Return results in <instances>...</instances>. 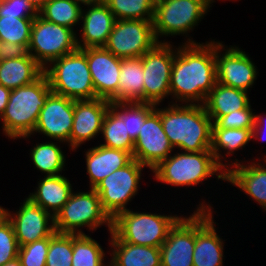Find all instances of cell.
Instances as JSON below:
<instances>
[{
    "label": "cell",
    "mask_w": 266,
    "mask_h": 266,
    "mask_svg": "<svg viewBox=\"0 0 266 266\" xmlns=\"http://www.w3.org/2000/svg\"><path fill=\"white\" fill-rule=\"evenodd\" d=\"M53 93L72 100L98 98L89 70L86 54L77 49L52 61L43 71Z\"/></svg>",
    "instance_id": "cell-7"
},
{
    "label": "cell",
    "mask_w": 266,
    "mask_h": 266,
    "mask_svg": "<svg viewBox=\"0 0 266 266\" xmlns=\"http://www.w3.org/2000/svg\"><path fill=\"white\" fill-rule=\"evenodd\" d=\"M58 144H62V147ZM63 145L66 143L56 140H47L46 142L39 143L29 150L30 160L32 161L34 168L45 176H55L62 174L65 171L66 155L63 152Z\"/></svg>",
    "instance_id": "cell-30"
},
{
    "label": "cell",
    "mask_w": 266,
    "mask_h": 266,
    "mask_svg": "<svg viewBox=\"0 0 266 266\" xmlns=\"http://www.w3.org/2000/svg\"><path fill=\"white\" fill-rule=\"evenodd\" d=\"M266 114L260 113L256 114L255 113V124L254 127L252 128V142H258L260 141H266Z\"/></svg>",
    "instance_id": "cell-43"
},
{
    "label": "cell",
    "mask_w": 266,
    "mask_h": 266,
    "mask_svg": "<svg viewBox=\"0 0 266 266\" xmlns=\"http://www.w3.org/2000/svg\"><path fill=\"white\" fill-rule=\"evenodd\" d=\"M142 57L121 60L118 102H144Z\"/></svg>",
    "instance_id": "cell-29"
},
{
    "label": "cell",
    "mask_w": 266,
    "mask_h": 266,
    "mask_svg": "<svg viewBox=\"0 0 266 266\" xmlns=\"http://www.w3.org/2000/svg\"><path fill=\"white\" fill-rule=\"evenodd\" d=\"M110 108L126 123L127 132L135 142L146 117L155 109L144 102H111Z\"/></svg>",
    "instance_id": "cell-34"
},
{
    "label": "cell",
    "mask_w": 266,
    "mask_h": 266,
    "mask_svg": "<svg viewBox=\"0 0 266 266\" xmlns=\"http://www.w3.org/2000/svg\"><path fill=\"white\" fill-rule=\"evenodd\" d=\"M84 152L90 189H94L105 177L117 169L123 168L133 159L126 151L108 148L100 144L85 149Z\"/></svg>",
    "instance_id": "cell-23"
},
{
    "label": "cell",
    "mask_w": 266,
    "mask_h": 266,
    "mask_svg": "<svg viewBox=\"0 0 266 266\" xmlns=\"http://www.w3.org/2000/svg\"><path fill=\"white\" fill-rule=\"evenodd\" d=\"M37 12H39L42 7L49 1V0H27Z\"/></svg>",
    "instance_id": "cell-45"
},
{
    "label": "cell",
    "mask_w": 266,
    "mask_h": 266,
    "mask_svg": "<svg viewBox=\"0 0 266 266\" xmlns=\"http://www.w3.org/2000/svg\"><path fill=\"white\" fill-rule=\"evenodd\" d=\"M115 20L113 13L104 2L83 6L81 28H79L81 30L76 28V31H80L81 34L77 33L78 48L104 47Z\"/></svg>",
    "instance_id": "cell-22"
},
{
    "label": "cell",
    "mask_w": 266,
    "mask_h": 266,
    "mask_svg": "<svg viewBox=\"0 0 266 266\" xmlns=\"http://www.w3.org/2000/svg\"><path fill=\"white\" fill-rule=\"evenodd\" d=\"M44 69L27 53L25 56L0 61V84L9 89L29 85L37 80Z\"/></svg>",
    "instance_id": "cell-28"
},
{
    "label": "cell",
    "mask_w": 266,
    "mask_h": 266,
    "mask_svg": "<svg viewBox=\"0 0 266 266\" xmlns=\"http://www.w3.org/2000/svg\"><path fill=\"white\" fill-rule=\"evenodd\" d=\"M33 19L0 15V41L17 43L28 49Z\"/></svg>",
    "instance_id": "cell-36"
},
{
    "label": "cell",
    "mask_w": 266,
    "mask_h": 266,
    "mask_svg": "<svg viewBox=\"0 0 266 266\" xmlns=\"http://www.w3.org/2000/svg\"><path fill=\"white\" fill-rule=\"evenodd\" d=\"M160 118L163 130L175 150H211L213 122L204 105L168 104L160 108Z\"/></svg>",
    "instance_id": "cell-2"
},
{
    "label": "cell",
    "mask_w": 266,
    "mask_h": 266,
    "mask_svg": "<svg viewBox=\"0 0 266 266\" xmlns=\"http://www.w3.org/2000/svg\"><path fill=\"white\" fill-rule=\"evenodd\" d=\"M248 95V92L244 90L224 86L217 82L203 105L214 123L220 116L248 108L251 105Z\"/></svg>",
    "instance_id": "cell-27"
},
{
    "label": "cell",
    "mask_w": 266,
    "mask_h": 266,
    "mask_svg": "<svg viewBox=\"0 0 266 266\" xmlns=\"http://www.w3.org/2000/svg\"><path fill=\"white\" fill-rule=\"evenodd\" d=\"M0 15L35 18L38 12L27 0H0Z\"/></svg>",
    "instance_id": "cell-41"
},
{
    "label": "cell",
    "mask_w": 266,
    "mask_h": 266,
    "mask_svg": "<svg viewBox=\"0 0 266 266\" xmlns=\"http://www.w3.org/2000/svg\"><path fill=\"white\" fill-rule=\"evenodd\" d=\"M146 166L132 159L123 168L105 177L94 190L100 196L103 210L113 220L119 213L128 210L127 205L138 195L143 170Z\"/></svg>",
    "instance_id": "cell-10"
},
{
    "label": "cell",
    "mask_w": 266,
    "mask_h": 266,
    "mask_svg": "<svg viewBox=\"0 0 266 266\" xmlns=\"http://www.w3.org/2000/svg\"><path fill=\"white\" fill-rule=\"evenodd\" d=\"M255 110L250 105L248 108L233 111L225 116H220L213 124L212 128H235L252 129L255 124Z\"/></svg>",
    "instance_id": "cell-40"
},
{
    "label": "cell",
    "mask_w": 266,
    "mask_h": 266,
    "mask_svg": "<svg viewBox=\"0 0 266 266\" xmlns=\"http://www.w3.org/2000/svg\"><path fill=\"white\" fill-rule=\"evenodd\" d=\"M224 51V52H223ZM217 82L224 86L250 92L259 71L251 57L237 45H225L215 41Z\"/></svg>",
    "instance_id": "cell-12"
},
{
    "label": "cell",
    "mask_w": 266,
    "mask_h": 266,
    "mask_svg": "<svg viewBox=\"0 0 266 266\" xmlns=\"http://www.w3.org/2000/svg\"><path fill=\"white\" fill-rule=\"evenodd\" d=\"M19 247L13 225L4 214L0 218V266L16 259Z\"/></svg>",
    "instance_id": "cell-38"
},
{
    "label": "cell",
    "mask_w": 266,
    "mask_h": 266,
    "mask_svg": "<svg viewBox=\"0 0 266 266\" xmlns=\"http://www.w3.org/2000/svg\"><path fill=\"white\" fill-rule=\"evenodd\" d=\"M3 266H22V265H21L20 260H19L18 257H17L16 259H14V260H12V261L6 263V264L3 265Z\"/></svg>",
    "instance_id": "cell-47"
},
{
    "label": "cell",
    "mask_w": 266,
    "mask_h": 266,
    "mask_svg": "<svg viewBox=\"0 0 266 266\" xmlns=\"http://www.w3.org/2000/svg\"><path fill=\"white\" fill-rule=\"evenodd\" d=\"M217 83L215 39L177 46L168 104H204Z\"/></svg>",
    "instance_id": "cell-1"
},
{
    "label": "cell",
    "mask_w": 266,
    "mask_h": 266,
    "mask_svg": "<svg viewBox=\"0 0 266 266\" xmlns=\"http://www.w3.org/2000/svg\"><path fill=\"white\" fill-rule=\"evenodd\" d=\"M217 1H220V0H217ZM216 0H210V2L213 4V3H216L217 2ZM222 1V0H221ZM225 0H223V2H224ZM226 1H234V2H236V1H238V0H226Z\"/></svg>",
    "instance_id": "cell-49"
},
{
    "label": "cell",
    "mask_w": 266,
    "mask_h": 266,
    "mask_svg": "<svg viewBox=\"0 0 266 266\" xmlns=\"http://www.w3.org/2000/svg\"><path fill=\"white\" fill-rule=\"evenodd\" d=\"M111 102L103 98L74 100L73 127L70 134V150L77 152L82 144L96 140L102 131L103 119Z\"/></svg>",
    "instance_id": "cell-20"
},
{
    "label": "cell",
    "mask_w": 266,
    "mask_h": 266,
    "mask_svg": "<svg viewBox=\"0 0 266 266\" xmlns=\"http://www.w3.org/2000/svg\"><path fill=\"white\" fill-rule=\"evenodd\" d=\"M49 237L19 247L18 259L22 266H45Z\"/></svg>",
    "instance_id": "cell-39"
},
{
    "label": "cell",
    "mask_w": 266,
    "mask_h": 266,
    "mask_svg": "<svg viewBox=\"0 0 266 266\" xmlns=\"http://www.w3.org/2000/svg\"><path fill=\"white\" fill-rule=\"evenodd\" d=\"M152 21L115 20L104 48L121 59L142 57L158 43Z\"/></svg>",
    "instance_id": "cell-13"
},
{
    "label": "cell",
    "mask_w": 266,
    "mask_h": 266,
    "mask_svg": "<svg viewBox=\"0 0 266 266\" xmlns=\"http://www.w3.org/2000/svg\"><path fill=\"white\" fill-rule=\"evenodd\" d=\"M150 172L154 181L174 188L196 187L212 176L217 177V181H226V171L215 161L211 150L176 153L174 151Z\"/></svg>",
    "instance_id": "cell-4"
},
{
    "label": "cell",
    "mask_w": 266,
    "mask_h": 266,
    "mask_svg": "<svg viewBox=\"0 0 266 266\" xmlns=\"http://www.w3.org/2000/svg\"><path fill=\"white\" fill-rule=\"evenodd\" d=\"M116 20H153L155 0H104Z\"/></svg>",
    "instance_id": "cell-35"
},
{
    "label": "cell",
    "mask_w": 266,
    "mask_h": 266,
    "mask_svg": "<svg viewBox=\"0 0 266 266\" xmlns=\"http://www.w3.org/2000/svg\"><path fill=\"white\" fill-rule=\"evenodd\" d=\"M209 202L202 198L193 213L182 216L169 230L166 240L160 247L161 266H193L195 210H214L213 204Z\"/></svg>",
    "instance_id": "cell-14"
},
{
    "label": "cell",
    "mask_w": 266,
    "mask_h": 266,
    "mask_svg": "<svg viewBox=\"0 0 266 266\" xmlns=\"http://www.w3.org/2000/svg\"><path fill=\"white\" fill-rule=\"evenodd\" d=\"M82 10L83 6L74 0H49L38 14L49 22L75 30L80 25Z\"/></svg>",
    "instance_id": "cell-33"
},
{
    "label": "cell",
    "mask_w": 266,
    "mask_h": 266,
    "mask_svg": "<svg viewBox=\"0 0 266 266\" xmlns=\"http://www.w3.org/2000/svg\"><path fill=\"white\" fill-rule=\"evenodd\" d=\"M54 217V228L58 233L85 234L83 228L89 232L104 226L112 232V219L103 210L100 196L94 189L88 191L76 190Z\"/></svg>",
    "instance_id": "cell-8"
},
{
    "label": "cell",
    "mask_w": 266,
    "mask_h": 266,
    "mask_svg": "<svg viewBox=\"0 0 266 266\" xmlns=\"http://www.w3.org/2000/svg\"><path fill=\"white\" fill-rule=\"evenodd\" d=\"M5 214V208H3L2 205H0V218Z\"/></svg>",
    "instance_id": "cell-48"
},
{
    "label": "cell",
    "mask_w": 266,
    "mask_h": 266,
    "mask_svg": "<svg viewBox=\"0 0 266 266\" xmlns=\"http://www.w3.org/2000/svg\"><path fill=\"white\" fill-rule=\"evenodd\" d=\"M212 5L210 0H155L152 22L156 40L158 43H172L162 38L181 35L186 36L182 44L200 43L190 36V32L208 15Z\"/></svg>",
    "instance_id": "cell-5"
},
{
    "label": "cell",
    "mask_w": 266,
    "mask_h": 266,
    "mask_svg": "<svg viewBox=\"0 0 266 266\" xmlns=\"http://www.w3.org/2000/svg\"><path fill=\"white\" fill-rule=\"evenodd\" d=\"M249 160L234 159V166L226 172L228 185L237 187L240 192L250 197L266 212V154ZM259 159V160H258ZM249 161V162H248ZM247 162V163H246ZM262 162V163H261Z\"/></svg>",
    "instance_id": "cell-21"
},
{
    "label": "cell",
    "mask_w": 266,
    "mask_h": 266,
    "mask_svg": "<svg viewBox=\"0 0 266 266\" xmlns=\"http://www.w3.org/2000/svg\"><path fill=\"white\" fill-rule=\"evenodd\" d=\"M38 180L34 192L27 197L55 217L74 191L73 184L64 174L43 176Z\"/></svg>",
    "instance_id": "cell-25"
},
{
    "label": "cell",
    "mask_w": 266,
    "mask_h": 266,
    "mask_svg": "<svg viewBox=\"0 0 266 266\" xmlns=\"http://www.w3.org/2000/svg\"><path fill=\"white\" fill-rule=\"evenodd\" d=\"M109 251L89 234H72V266H109Z\"/></svg>",
    "instance_id": "cell-31"
},
{
    "label": "cell",
    "mask_w": 266,
    "mask_h": 266,
    "mask_svg": "<svg viewBox=\"0 0 266 266\" xmlns=\"http://www.w3.org/2000/svg\"><path fill=\"white\" fill-rule=\"evenodd\" d=\"M77 49V31L49 22L39 14L33 19L28 53L43 69Z\"/></svg>",
    "instance_id": "cell-9"
},
{
    "label": "cell",
    "mask_w": 266,
    "mask_h": 266,
    "mask_svg": "<svg viewBox=\"0 0 266 266\" xmlns=\"http://www.w3.org/2000/svg\"><path fill=\"white\" fill-rule=\"evenodd\" d=\"M174 43H157L142 56L144 103L163 104L170 97L172 65L177 52Z\"/></svg>",
    "instance_id": "cell-11"
},
{
    "label": "cell",
    "mask_w": 266,
    "mask_h": 266,
    "mask_svg": "<svg viewBox=\"0 0 266 266\" xmlns=\"http://www.w3.org/2000/svg\"><path fill=\"white\" fill-rule=\"evenodd\" d=\"M128 209L112 220V231L124 242L160 248L169 230L183 216Z\"/></svg>",
    "instance_id": "cell-6"
},
{
    "label": "cell",
    "mask_w": 266,
    "mask_h": 266,
    "mask_svg": "<svg viewBox=\"0 0 266 266\" xmlns=\"http://www.w3.org/2000/svg\"><path fill=\"white\" fill-rule=\"evenodd\" d=\"M27 53L28 49L24 45L0 41V61L20 58Z\"/></svg>",
    "instance_id": "cell-42"
},
{
    "label": "cell",
    "mask_w": 266,
    "mask_h": 266,
    "mask_svg": "<svg viewBox=\"0 0 266 266\" xmlns=\"http://www.w3.org/2000/svg\"><path fill=\"white\" fill-rule=\"evenodd\" d=\"M45 266H72V234L55 231L49 237Z\"/></svg>",
    "instance_id": "cell-37"
},
{
    "label": "cell",
    "mask_w": 266,
    "mask_h": 266,
    "mask_svg": "<svg viewBox=\"0 0 266 266\" xmlns=\"http://www.w3.org/2000/svg\"><path fill=\"white\" fill-rule=\"evenodd\" d=\"M101 137L104 143L98 141V144L126 151L132 156L134 141L127 132L126 123L111 108L108 109L103 119Z\"/></svg>",
    "instance_id": "cell-32"
},
{
    "label": "cell",
    "mask_w": 266,
    "mask_h": 266,
    "mask_svg": "<svg viewBox=\"0 0 266 266\" xmlns=\"http://www.w3.org/2000/svg\"><path fill=\"white\" fill-rule=\"evenodd\" d=\"M161 106L163 104L155 105V109L146 117L134 142L132 158L146 166L149 171L175 150L163 130L159 108Z\"/></svg>",
    "instance_id": "cell-16"
},
{
    "label": "cell",
    "mask_w": 266,
    "mask_h": 266,
    "mask_svg": "<svg viewBox=\"0 0 266 266\" xmlns=\"http://www.w3.org/2000/svg\"><path fill=\"white\" fill-rule=\"evenodd\" d=\"M250 141H252V129L212 128L211 152L215 161L227 172L234 166V161L228 156L234 157L233 154L240 149L244 150Z\"/></svg>",
    "instance_id": "cell-26"
},
{
    "label": "cell",
    "mask_w": 266,
    "mask_h": 266,
    "mask_svg": "<svg viewBox=\"0 0 266 266\" xmlns=\"http://www.w3.org/2000/svg\"><path fill=\"white\" fill-rule=\"evenodd\" d=\"M81 50L87 57L96 96L110 102H118L122 59L104 47H88Z\"/></svg>",
    "instance_id": "cell-19"
},
{
    "label": "cell",
    "mask_w": 266,
    "mask_h": 266,
    "mask_svg": "<svg viewBox=\"0 0 266 266\" xmlns=\"http://www.w3.org/2000/svg\"><path fill=\"white\" fill-rule=\"evenodd\" d=\"M19 209H5V215L13 225L19 246L51 237L55 232L54 217L28 197L20 203Z\"/></svg>",
    "instance_id": "cell-17"
},
{
    "label": "cell",
    "mask_w": 266,
    "mask_h": 266,
    "mask_svg": "<svg viewBox=\"0 0 266 266\" xmlns=\"http://www.w3.org/2000/svg\"><path fill=\"white\" fill-rule=\"evenodd\" d=\"M109 236L110 266H161L160 248L124 242L113 231Z\"/></svg>",
    "instance_id": "cell-24"
},
{
    "label": "cell",
    "mask_w": 266,
    "mask_h": 266,
    "mask_svg": "<svg viewBox=\"0 0 266 266\" xmlns=\"http://www.w3.org/2000/svg\"><path fill=\"white\" fill-rule=\"evenodd\" d=\"M214 210H195L193 266H224V241L216 229Z\"/></svg>",
    "instance_id": "cell-18"
},
{
    "label": "cell",
    "mask_w": 266,
    "mask_h": 266,
    "mask_svg": "<svg viewBox=\"0 0 266 266\" xmlns=\"http://www.w3.org/2000/svg\"><path fill=\"white\" fill-rule=\"evenodd\" d=\"M74 1L82 6L97 5L104 2V0H74Z\"/></svg>",
    "instance_id": "cell-46"
},
{
    "label": "cell",
    "mask_w": 266,
    "mask_h": 266,
    "mask_svg": "<svg viewBox=\"0 0 266 266\" xmlns=\"http://www.w3.org/2000/svg\"><path fill=\"white\" fill-rule=\"evenodd\" d=\"M11 89L4 87L0 84V117L5 112L6 106L9 101Z\"/></svg>",
    "instance_id": "cell-44"
},
{
    "label": "cell",
    "mask_w": 266,
    "mask_h": 266,
    "mask_svg": "<svg viewBox=\"0 0 266 266\" xmlns=\"http://www.w3.org/2000/svg\"><path fill=\"white\" fill-rule=\"evenodd\" d=\"M74 100L51 93L40 111L38 122L31 135L21 137L30 139L40 134L49 140H58L67 144L70 150V134L73 127ZM36 134V135H35ZM34 135V136H33ZM46 136V137H45Z\"/></svg>",
    "instance_id": "cell-15"
},
{
    "label": "cell",
    "mask_w": 266,
    "mask_h": 266,
    "mask_svg": "<svg viewBox=\"0 0 266 266\" xmlns=\"http://www.w3.org/2000/svg\"><path fill=\"white\" fill-rule=\"evenodd\" d=\"M51 93L44 73L33 83L12 89L5 112L0 117L2 134L13 141L31 135L40 111Z\"/></svg>",
    "instance_id": "cell-3"
}]
</instances>
